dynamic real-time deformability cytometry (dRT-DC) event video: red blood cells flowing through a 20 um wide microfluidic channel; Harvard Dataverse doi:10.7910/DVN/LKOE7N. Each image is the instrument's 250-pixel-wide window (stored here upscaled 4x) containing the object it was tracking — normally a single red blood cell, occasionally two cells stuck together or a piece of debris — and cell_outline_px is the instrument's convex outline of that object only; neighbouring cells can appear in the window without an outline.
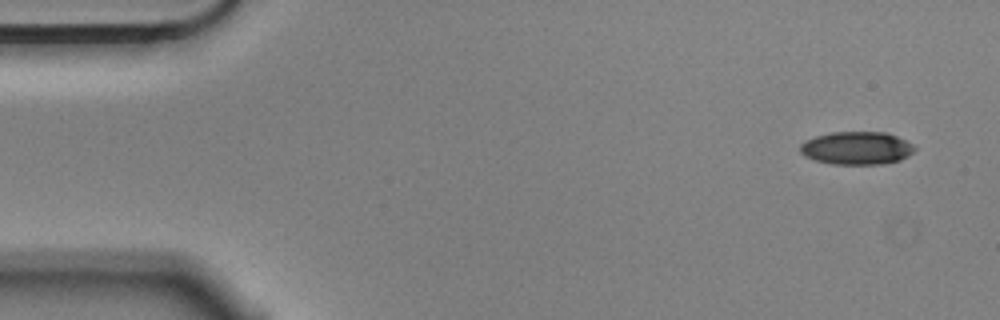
{"species": "Egyptian fruit bat (a non-hibernating species)", "species_latin": "Rousettus aegyptiacus", "temperature_condition": "cold", "stored_images_in_passage": 4, "camera_frame_rate_fps": 3000, "um_per_image_px": 0.085, "animal": {"sex": "male"}, "frame": {"image": 1, "passage_image": 1, "time_ms": 0.0, "image_size_px": [1000, 320], "cell_outline_px": [[916, 148], [908, 156], [900, 160], [880, 164], [832, 164], [816, 160], [804, 156], [800, 152], [800, 144], [816, 136], [832, 132], [888, 132], [912, 144]], "centroid_in_image_um": [72.82, 12.59], "position_along_channel_um": 12.2, "area_um2": 21.85}}
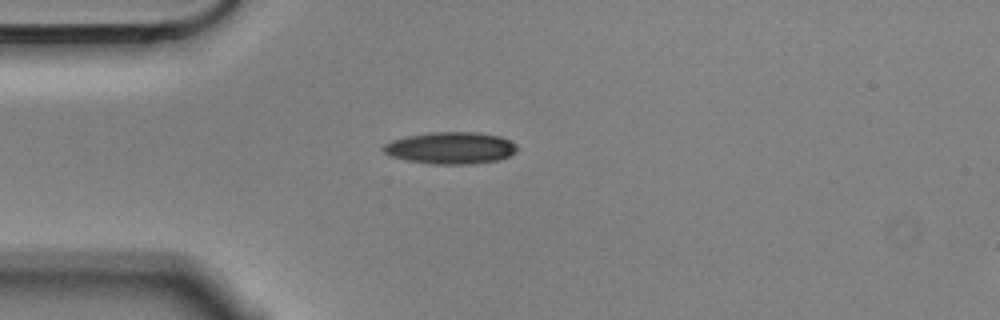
{"frame": {"image": 2, "passage_image": 4, "time_ms": 1.0, "image_size_px": [1000, 320], "cell_outline_px": [[516, 152], [500, 160], [472, 164], [432, 164], [404, 160], [388, 156], [380, 148], [384, 144], [392, 140], [408, 136], [432, 132], [476, 132], [500, 136], [516, 144]], "centroid_in_image_um": [38.27, 12.58], "position_along_channel_um": 46.7, "area_um2": 25.03}}